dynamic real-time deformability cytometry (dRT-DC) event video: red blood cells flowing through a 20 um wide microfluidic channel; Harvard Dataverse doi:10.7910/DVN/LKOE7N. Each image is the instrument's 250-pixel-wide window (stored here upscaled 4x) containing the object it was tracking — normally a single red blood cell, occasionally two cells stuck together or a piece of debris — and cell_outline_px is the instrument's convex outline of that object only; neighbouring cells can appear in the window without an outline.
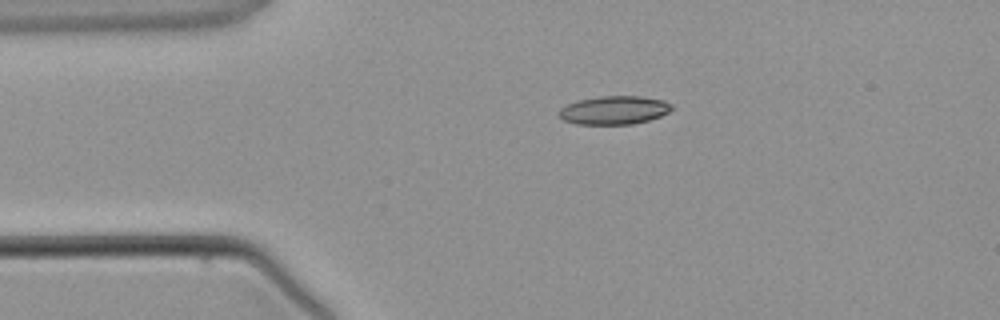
{"species": "common noctule bat (a hibernating species)", "species_latin": "Nyctalus noctula", "temperature_condition": "warm", "stored_images_in_passage": 2, "camera_frame_rate_fps": 3000, "um_per_image_px": 0.085, "animal": {"sex": "male", "body_mass_g": 21.5, "forearm_length_mm": 52.0}, "frame": {"image": 1, "passage_image": 1, "time_ms": 0.0, "image_size_px": [1000, 320], "cell_outline_px": [[672, 108], [668, 112], [660, 116], [648, 120], [632, 124], [576, 124], [564, 120], [560, 116], [560, 108], [568, 104], [580, 100], [600, 96], [640, 96], [664, 100], [672, 104]], "centroid_in_image_um": [52.22, 9.36], "position_along_channel_um": 32.8, "area_um2": 18.5}}